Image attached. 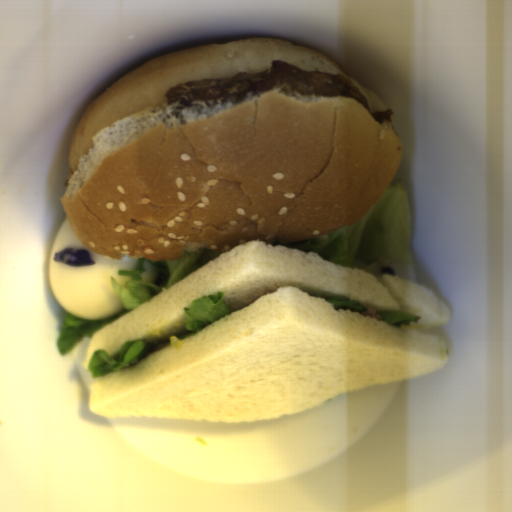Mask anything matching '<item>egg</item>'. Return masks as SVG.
<instances>
[{"label": "egg", "mask_w": 512, "mask_h": 512, "mask_svg": "<svg viewBox=\"0 0 512 512\" xmlns=\"http://www.w3.org/2000/svg\"><path fill=\"white\" fill-rule=\"evenodd\" d=\"M88 250L96 262L92 266L70 267L53 261L55 252L65 247ZM134 257L111 259L92 252L74 234L67 219L60 223L49 257L48 278L52 294L68 314L82 320H104L123 311V306L112 286V278L119 285L131 276H119V270H135Z\"/></svg>", "instance_id": "d2b9013d"}]
</instances>
